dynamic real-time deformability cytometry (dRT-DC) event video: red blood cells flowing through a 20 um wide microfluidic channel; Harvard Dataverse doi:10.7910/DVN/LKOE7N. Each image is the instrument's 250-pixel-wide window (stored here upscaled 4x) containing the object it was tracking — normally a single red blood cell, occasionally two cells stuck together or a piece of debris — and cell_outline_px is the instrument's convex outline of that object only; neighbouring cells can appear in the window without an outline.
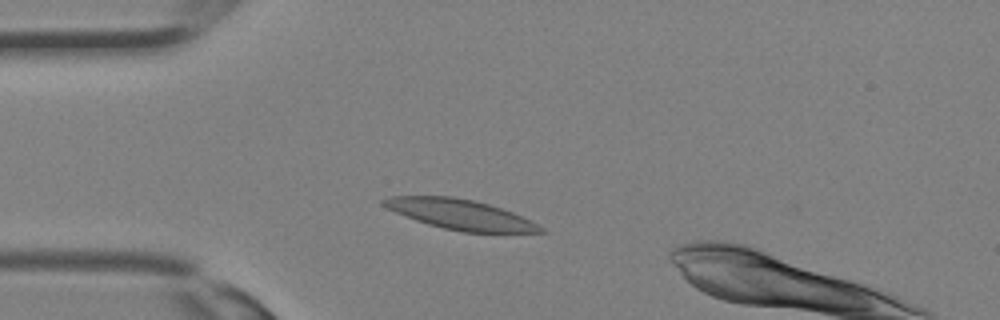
{"species": "Egyptian fruit bat (a non-hibernating species)", "species_latin": "Rousettus aegyptiacus", "temperature_condition": "room temperature", "stored_images_in_passage": 8, "camera_frame_rate_fps": 3000, "um_per_image_px": 0.085, "animal": {"sex": "female"}, "frame": {"image": 1, "passage_image": 6, "time_ms": 1.667, "image_size_px": [1000, 320], "cell_outline_px": [[548, 232], [464, 232], [444, 228], [428, 224], [416, 220], [396, 212], [380, 204], [380, 200], [392, 196], [452, 196], [476, 200], [512, 212], [544, 228]], "centroid_in_image_um": [39.09, 18.21], "position_along_channel_um": 45.9, "area_um2": 27.11}}